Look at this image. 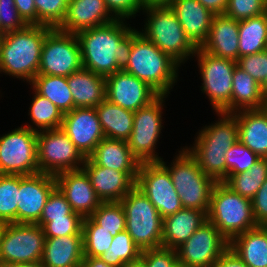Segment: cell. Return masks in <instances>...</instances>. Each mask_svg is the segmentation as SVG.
I'll return each mask as SVG.
<instances>
[{"label":"cell","instance_id":"cell-1","mask_svg":"<svg viewBox=\"0 0 267 267\" xmlns=\"http://www.w3.org/2000/svg\"><path fill=\"white\" fill-rule=\"evenodd\" d=\"M129 21L115 19L113 22L83 30L76 34L82 65L101 76L123 70L129 60L132 47V31Z\"/></svg>","mask_w":267,"mask_h":267},{"label":"cell","instance_id":"cell-2","mask_svg":"<svg viewBox=\"0 0 267 267\" xmlns=\"http://www.w3.org/2000/svg\"><path fill=\"white\" fill-rule=\"evenodd\" d=\"M52 29L46 25H27L24 29L0 35V74L26 81L38 74L45 36Z\"/></svg>","mask_w":267,"mask_h":267},{"label":"cell","instance_id":"cell-3","mask_svg":"<svg viewBox=\"0 0 267 267\" xmlns=\"http://www.w3.org/2000/svg\"><path fill=\"white\" fill-rule=\"evenodd\" d=\"M179 69L181 66L144 37L138 28L132 31V47L128 64L123 69L125 72L147 83L159 95L170 96L180 80Z\"/></svg>","mask_w":267,"mask_h":267},{"label":"cell","instance_id":"cell-4","mask_svg":"<svg viewBox=\"0 0 267 267\" xmlns=\"http://www.w3.org/2000/svg\"><path fill=\"white\" fill-rule=\"evenodd\" d=\"M144 25L138 31L169 55L181 67L192 59L197 47L184 32L178 18L169 6H152L144 8ZM144 27V28H143Z\"/></svg>","mask_w":267,"mask_h":267},{"label":"cell","instance_id":"cell-5","mask_svg":"<svg viewBox=\"0 0 267 267\" xmlns=\"http://www.w3.org/2000/svg\"><path fill=\"white\" fill-rule=\"evenodd\" d=\"M179 149L172 162L163 159L160 163L169 171L182 207L197 209L207 214L216 181L201 170L196 159L184 146Z\"/></svg>","mask_w":267,"mask_h":267},{"label":"cell","instance_id":"cell-6","mask_svg":"<svg viewBox=\"0 0 267 267\" xmlns=\"http://www.w3.org/2000/svg\"><path fill=\"white\" fill-rule=\"evenodd\" d=\"M207 221L230 242L239 234L257 227L252 201L235 193L224 182H216L211 193Z\"/></svg>","mask_w":267,"mask_h":267},{"label":"cell","instance_id":"cell-7","mask_svg":"<svg viewBox=\"0 0 267 267\" xmlns=\"http://www.w3.org/2000/svg\"><path fill=\"white\" fill-rule=\"evenodd\" d=\"M120 203L126 231L141 251L162 247L163 218L149 199L135 186Z\"/></svg>","mask_w":267,"mask_h":267},{"label":"cell","instance_id":"cell-8","mask_svg":"<svg viewBox=\"0 0 267 267\" xmlns=\"http://www.w3.org/2000/svg\"><path fill=\"white\" fill-rule=\"evenodd\" d=\"M196 57V58H195ZM192 61H197L201 86L200 90L209 99L214 112L231 113L233 71L237 62L217 57L197 48Z\"/></svg>","mask_w":267,"mask_h":267},{"label":"cell","instance_id":"cell-9","mask_svg":"<svg viewBox=\"0 0 267 267\" xmlns=\"http://www.w3.org/2000/svg\"><path fill=\"white\" fill-rule=\"evenodd\" d=\"M168 95H159L149 105L134 112L133 129L127 140L128 147L140 163L160 162L159 140L162 138L163 116ZM163 114V115H162ZM158 142V143H157Z\"/></svg>","mask_w":267,"mask_h":267},{"label":"cell","instance_id":"cell-10","mask_svg":"<svg viewBox=\"0 0 267 267\" xmlns=\"http://www.w3.org/2000/svg\"><path fill=\"white\" fill-rule=\"evenodd\" d=\"M45 240L43 228L38 224H1L0 263L25 264L41 261Z\"/></svg>","mask_w":267,"mask_h":267},{"label":"cell","instance_id":"cell-11","mask_svg":"<svg viewBox=\"0 0 267 267\" xmlns=\"http://www.w3.org/2000/svg\"><path fill=\"white\" fill-rule=\"evenodd\" d=\"M39 171L56 176L59 173L82 169L86 157L72 143L62 128L37 133Z\"/></svg>","mask_w":267,"mask_h":267},{"label":"cell","instance_id":"cell-12","mask_svg":"<svg viewBox=\"0 0 267 267\" xmlns=\"http://www.w3.org/2000/svg\"><path fill=\"white\" fill-rule=\"evenodd\" d=\"M37 133L21 124L0 135V174L32 175L40 172Z\"/></svg>","mask_w":267,"mask_h":267},{"label":"cell","instance_id":"cell-13","mask_svg":"<svg viewBox=\"0 0 267 267\" xmlns=\"http://www.w3.org/2000/svg\"><path fill=\"white\" fill-rule=\"evenodd\" d=\"M82 68L76 34L52 28L45 36L38 74L68 77Z\"/></svg>","mask_w":267,"mask_h":267},{"label":"cell","instance_id":"cell-14","mask_svg":"<svg viewBox=\"0 0 267 267\" xmlns=\"http://www.w3.org/2000/svg\"><path fill=\"white\" fill-rule=\"evenodd\" d=\"M136 187L156 207L162 218L183 208L169 171L160 162L140 164Z\"/></svg>","mask_w":267,"mask_h":267},{"label":"cell","instance_id":"cell-15","mask_svg":"<svg viewBox=\"0 0 267 267\" xmlns=\"http://www.w3.org/2000/svg\"><path fill=\"white\" fill-rule=\"evenodd\" d=\"M229 248V242L206 221L176 251L178 264L187 267H212Z\"/></svg>","mask_w":267,"mask_h":267},{"label":"cell","instance_id":"cell-16","mask_svg":"<svg viewBox=\"0 0 267 267\" xmlns=\"http://www.w3.org/2000/svg\"><path fill=\"white\" fill-rule=\"evenodd\" d=\"M56 188L55 176L42 172L20 175L17 223L36 224L51 192Z\"/></svg>","mask_w":267,"mask_h":267},{"label":"cell","instance_id":"cell-17","mask_svg":"<svg viewBox=\"0 0 267 267\" xmlns=\"http://www.w3.org/2000/svg\"><path fill=\"white\" fill-rule=\"evenodd\" d=\"M105 79L106 99L132 112L149 105L159 96L147 83L124 70L110 74Z\"/></svg>","mask_w":267,"mask_h":267},{"label":"cell","instance_id":"cell-18","mask_svg":"<svg viewBox=\"0 0 267 267\" xmlns=\"http://www.w3.org/2000/svg\"><path fill=\"white\" fill-rule=\"evenodd\" d=\"M62 130L72 143L87 158L105 138L95 108H74L64 114Z\"/></svg>","mask_w":267,"mask_h":267},{"label":"cell","instance_id":"cell-19","mask_svg":"<svg viewBox=\"0 0 267 267\" xmlns=\"http://www.w3.org/2000/svg\"><path fill=\"white\" fill-rule=\"evenodd\" d=\"M82 169L102 202H119L136 186L138 172H121L97 166L89 157Z\"/></svg>","mask_w":267,"mask_h":267},{"label":"cell","instance_id":"cell-20","mask_svg":"<svg viewBox=\"0 0 267 267\" xmlns=\"http://www.w3.org/2000/svg\"><path fill=\"white\" fill-rule=\"evenodd\" d=\"M55 180L56 187L67 199L73 211L83 218L89 217L102 203L83 169L59 173Z\"/></svg>","mask_w":267,"mask_h":267},{"label":"cell","instance_id":"cell-21","mask_svg":"<svg viewBox=\"0 0 267 267\" xmlns=\"http://www.w3.org/2000/svg\"><path fill=\"white\" fill-rule=\"evenodd\" d=\"M115 19L109 12L105 0H69L65 17L57 29L77 34L111 23Z\"/></svg>","mask_w":267,"mask_h":267},{"label":"cell","instance_id":"cell-22","mask_svg":"<svg viewBox=\"0 0 267 267\" xmlns=\"http://www.w3.org/2000/svg\"><path fill=\"white\" fill-rule=\"evenodd\" d=\"M169 7L190 41L201 48L209 36L214 14L198 0H173Z\"/></svg>","mask_w":267,"mask_h":267},{"label":"cell","instance_id":"cell-23","mask_svg":"<svg viewBox=\"0 0 267 267\" xmlns=\"http://www.w3.org/2000/svg\"><path fill=\"white\" fill-rule=\"evenodd\" d=\"M238 21L224 14L214 15L210 33L201 49L217 57L239 59Z\"/></svg>","mask_w":267,"mask_h":267},{"label":"cell","instance_id":"cell-24","mask_svg":"<svg viewBox=\"0 0 267 267\" xmlns=\"http://www.w3.org/2000/svg\"><path fill=\"white\" fill-rule=\"evenodd\" d=\"M207 221V214L197 209L182 208L163 218L162 247L176 250Z\"/></svg>","mask_w":267,"mask_h":267},{"label":"cell","instance_id":"cell-25","mask_svg":"<svg viewBox=\"0 0 267 267\" xmlns=\"http://www.w3.org/2000/svg\"><path fill=\"white\" fill-rule=\"evenodd\" d=\"M239 141L260 158H267V107L233 113Z\"/></svg>","mask_w":267,"mask_h":267},{"label":"cell","instance_id":"cell-26","mask_svg":"<svg viewBox=\"0 0 267 267\" xmlns=\"http://www.w3.org/2000/svg\"><path fill=\"white\" fill-rule=\"evenodd\" d=\"M218 120L202 126L193 144L184 147H218L228 151L239 141L237 119L233 113L215 112Z\"/></svg>","mask_w":267,"mask_h":267},{"label":"cell","instance_id":"cell-27","mask_svg":"<svg viewBox=\"0 0 267 267\" xmlns=\"http://www.w3.org/2000/svg\"><path fill=\"white\" fill-rule=\"evenodd\" d=\"M83 235L46 238L42 264L44 267H81Z\"/></svg>","mask_w":267,"mask_h":267},{"label":"cell","instance_id":"cell-28","mask_svg":"<svg viewBox=\"0 0 267 267\" xmlns=\"http://www.w3.org/2000/svg\"><path fill=\"white\" fill-rule=\"evenodd\" d=\"M74 108H95L106 99V79L87 69H80L67 77Z\"/></svg>","mask_w":267,"mask_h":267},{"label":"cell","instance_id":"cell-29","mask_svg":"<svg viewBox=\"0 0 267 267\" xmlns=\"http://www.w3.org/2000/svg\"><path fill=\"white\" fill-rule=\"evenodd\" d=\"M89 158L97 165L121 172H138L139 160L133 155L127 141L104 138Z\"/></svg>","mask_w":267,"mask_h":267},{"label":"cell","instance_id":"cell-30","mask_svg":"<svg viewBox=\"0 0 267 267\" xmlns=\"http://www.w3.org/2000/svg\"><path fill=\"white\" fill-rule=\"evenodd\" d=\"M229 248L248 267H267V226L237 235L229 242Z\"/></svg>","mask_w":267,"mask_h":267},{"label":"cell","instance_id":"cell-31","mask_svg":"<svg viewBox=\"0 0 267 267\" xmlns=\"http://www.w3.org/2000/svg\"><path fill=\"white\" fill-rule=\"evenodd\" d=\"M267 104L261 84L251 75L236 66L233 71L231 113L241 110L262 109Z\"/></svg>","mask_w":267,"mask_h":267},{"label":"cell","instance_id":"cell-32","mask_svg":"<svg viewBox=\"0 0 267 267\" xmlns=\"http://www.w3.org/2000/svg\"><path fill=\"white\" fill-rule=\"evenodd\" d=\"M95 110L106 138L127 141L133 129L134 112L109 100L99 103Z\"/></svg>","mask_w":267,"mask_h":267},{"label":"cell","instance_id":"cell-33","mask_svg":"<svg viewBox=\"0 0 267 267\" xmlns=\"http://www.w3.org/2000/svg\"><path fill=\"white\" fill-rule=\"evenodd\" d=\"M239 58L267 50V11L238 21Z\"/></svg>","mask_w":267,"mask_h":267},{"label":"cell","instance_id":"cell-34","mask_svg":"<svg viewBox=\"0 0 267 267\" xmlns=\"http://www.w3.org/2000/svg\"><path fill=\"white\" fill-rule=\"evenodd\" d=\"M30 89L33 90L28 110L31 122L24 123L23 126L36 132L61 128L64 117L62 111L48 98L38 94L31 86Z\"/></svg>","mask_w":267,"mask_h":267},{"label":"cell","instance_id":"cell-35","mask_svg":"<svg viewBox=\"0 0 267 267\" xmlns=\"http://www.w3.org/2000/svg\"><path fill=\"white\" fill-rule=\"evenodd\" d=\"M29 85L38 94L54 103L63 114L74 109L67 77L37 74Z\"/></svg>","mask_w":267,"mask_h":267},{"label":"cell","instance_id":"cell-36","mask_svg":"<svg viewBox=\"0 0 267 267\" xmlns=\"http://www.w3.org/2000/svg\"><path fill=\"white\" fill-rule=\"evenodd\" d=\"M267 179V159L261 158L249 171L229 174L223 181L235 193L252 199Z\"/></svg>","mask_w":267,"mask_h":267},{"label":"cell","instance_id":"cell-37","mask_svg":"<svg viewBox=\"0 0 267 267\" xmlns=\"http://www.w3.org/2000/svg\"><path fill=\"white\" fill-rule=\"evenodd\" d=\"M201 170L216 182L226 179V150L218 147H185Z\"/></svg>","mask_w":267,"mask_h":267},{"label":"cell","instance_id":"cell-38","mask_svg":"<svg viewBox=\"0 0 267 267\" xmlns=\"http://www.w3.org/2000/svg\"><path fill=\"white\" fill-rule=\"evenodd\" d=\"M141 252L132 237L124 230L113 237L109 249L99 257L108 265L123 267L127 263L139 260Z\"/></svg>","mask_w":267,"mask_h":267},{"label":"cell","instance_id":"cell-39","mask_svg":"<svg viewBox=\"0 0 267 267\" xmlns=\"http://www.w3.org/2000/svg\"><path fill=\"white\" fill-rule=\"evenodd\" d=\"M20 175L0 174V225L17 223Z\"/></svg>","mask_w":267,"mask_h":267},{"label":"cell","instance_id":"cell-40","mask_svg":"<svg viewBox=\"0 0 267 267\" xmlns=\"http://www.w3.org/2000/svg\"><path fill=\"white\" fill-rule=\"evenodd\" d=\"M83 254L88 257H99L105 253L112 242L113 236L101 229L90 217H85L82 224Z\"/></svg>","mask_w":267,"mask_h":267},{"label":"cell","instance_id":"cell-41","mask_svg":"<svg viewBox=\"0 0 267 267\" xmlns=\"http://www.w3.org/2000/svg\"><path fill=\"white\" fill-rule=\"evenodd\" d=\"M89 217L113 237L126 230V216L120 201L102 202Z\"/></svg>","mask_w":267,"mask_h":267},{"label":"cell","instance_id":"cell-42","mask_svg":"<svg viewBox=\"0 0 267 267\" xmlns=\"http://www.w3.org/2000/svg\"><path fill=\"white\" fill-rule=\"evenodd\" d=\"M261 158L240 141L226 152V178L229 174L249 171Z\"/></svg>","mask_w":267,"mask_h":267},{"label":"cell","instance_id":"cell-43","mask_svg":"<svg viewBox=\"0 0 267 267\" xmlns=\"http://www.w3.org/2000/svg\"><path fill=\"white\" fill-rule=\"evenodd\" d=\"M69 0H35L37 25L57 28L63 21Z\"/></svg>","mask_w":267,"mask_h":267},{"label":"cell","instance_id":"cell-44","mask_svg":"<svg viewBox=\"0 0 267 267\" xmlns=\"http://www.w3.org/2000/svg\"><path fill=\"white\" fill-rule=\"evenodd\" d=\"M83 217L73 212L67 218L54 219L47 222L42 228L45 238L62 237L65 235H83Z\"/></svg>","mask_w":267,"mask_h":267},{"label":"cell","instance_id":"cell-45","mask_svg":"<svg viewBox=\"0 0 267 267\" xmlns=\"http://www.w3.org/2000/svg\"><path fill=\"white\" fill-rule=\"evenodd\" d=\"M73 212L67 199L56 187L49 195L40 220L36 224L43 227L47 222L53 221L54 219L67 218V216Z\"/></svg>","mask_w":267,"mask_h":267},{"label":"cell","instance_id":"cell-46","mask_svg":"<svg viewBox=\"0 0 267 267\" xmlns=\"http://www.w3.org/2000/svg\"><path fill=\"white\" fill-rule=\"evenodd\" d=\"M267 11L263 0H228L224 15L236 21L261 15Z\"/></svg>","mask_w":267,"mask_h":267},{"label":"cell","instance_id":"cell-47","mask_svg":"<svg viewBox=\"0 0 267 267\" xmlns=\"http://www.w3.org/2000/svg\"><path fill=\"white\" fill-rule=\"evenodd\" d=\"M237 66L262 84L267 74V50L239 58Z\"/></svg>","mask_w":267,"mask_h":267},{"label":"cell","instance_id":"cell-48","mask_svg":"<svg viewBox=\"0 0 267 267\" xmlns=\"http://www.w3.org/2000/svg\"><path fill=\"white\" fill-rule=\"evenodd\" d=\"M27 24L20 17L14 0H0V35L22 30Z\"/></svg>","mask_w":267,"mask_h":267},{"label":"cell","instance_id":"cell-49","mask_svg":"<svg viewBox=\"0 0 267 267\" xmlns=\"http://www.w3.org/2000/svg\"><path fill=\"white\" fill-rule=\"evenodd\" d=\"M140 259L146 267H176L178 264L177 251L164 247L143 250Z\"/></svg>","mask_w":267,"mask_h":267},{"label":"cell","instance_id":"cell-50","mask_svg":"<svg viewBox=\"0 0 267 267\" xmlns=\"http://www.w3.org/2000/svg\"><path fill=\"white\" fill-rule=\"evenodd\" d=\"M105 3L109 12L116 19H130L131 23V19L139 16L144 9L141 0H105Z\"/></svg>","mask_w":267,"mask_h":267},{"label":"cell","instance_id":"cell-51","mask_svg":"<svg viewBox=\"0 0 267 267\" xmlns=\"http://www.w3.org/2000/svg\"><path fill=\"white\" fill-rule=\"evenodd\" d=\"M251 201L255 222L258 226H267V179Z\"/></svg>","mask_w":267,"mask_h":267},{"label":"cell","instance_id":"cell-52","mask_svg":"<svg viewBox=\"0 0 267 267\" xmlns=\"http://www.w3.org/2000/svg\"><path fill=\"white\" fill-rule=\"evenodd\" d=\"M20 17L27 25H37L35 0H14Z\"/></svg>","mask_w":267,"mask_h":267},{"label":"cell","instance_id":"cell-53","mask_svg":"<svg viewBox=\"0 0 267 267\" xmlns=\"http://www.w3.org/2000/svg\"><path fill=\"white\" fill-rule=\"evenodd\" d=\"M212 267H248L237 254L228 248Z\"/></svg>","mask_w":267,"mask_h":267},{"label":"cell","instance_id":"cell-54","mask_svg":"<svg viewBox=\"0 0 267 267\" xmlns=\"http://www.w3.org/2000/svg\"><path fill=\"white\" fill-rule=\"evenodd\" d=\"M205 8L214 15L224 14L227 8L228 0H198Z\"/></svg>","mask_w":267,"mask_h":267},{"label":"cell","instance_id":"cell-55","mask_svg":"<svg viewBox=\"0 0 267 267\" xmlns=\"http://www.w3.org/2000/svg\"><path fill=\"white\" fill-rule=\"evenodd\" d=\"M81 267H114L105 263L100 257L84 256Z\"/></svg>","mask_w":267,"mask_h":267},{"label":"cell","instance_id":"cell-56","mask_svg":"<svg viewBox=\"0 0 267 267\" xmlns=\"http://www.w3.org/2000/svg\"><path fill=\"white\" fill-rule=\"evenodd\" d=\"M143 7H152V6H169L173 0H141Z\"/></svg>","mask_w":267,"mask_h":267},{"label":"cell","instance_id":"cell-57","mask_svg":"<svg viewBox=\"0 0 267 267\" xmlns=\"http://www.w3.org/2000/svg\"><path fill=\"white\" fill-rule=\"evenodd\" d=\"M123 267H146V266H145L144 262L141 259H139L135 262L127 263Z\"/></svg>","mask_w":267,"mask_h":267},{"label":"cell","instance_id":"cell-58","mask_svg":"<svg viewBox=\"0 0 267 267\" xmlns=\"http://www.w3.org/2000/svg\"><path fill=\"white\" fill-rule=\"evenodd\" d=\"M22 267H44L41 261L22 264Z\"/></svg>","mask_w":267,"mask_h":267},{"label":"cell","instance_id":"cell-59","mask_svg":"<svg viewBox=\"0 0 267 267\" xmlns=\"http://www.w3.org/2000/svg\"><path fill=\"white\" fill-rule=\"evenodd\" d=\"M261 88H262L264 95L267 97V74H266L265 81L261 84Z\"/></svg>","mask_w":267,"mask_h":267},{"label":"cell","instance_id":"cell-60","mask_svg":"<svg viewBox=\"0 0 267 267\" xmlns=\"http://www.w3.org/2000/svg\"><path fill=\"white\" fill-rule=\"evenodd\" d=\"M0 267H22V264L0 263Z\"/></svg>","mask_w":267,"mask_h":267},{"label":"cell","instance_id":"cell-61","mask_svg":"<svg viewBox=\"0 0 267 267\" xmlns=\"http://www.w3.org/2000/svg\"><path fill=\"white\" fill-rule=\"evenodd\" d=\"M176 267H187V266H184V265H180V264H177Z\"/></svg>","mask_w":267,"mask_h":267}]
</instances>
